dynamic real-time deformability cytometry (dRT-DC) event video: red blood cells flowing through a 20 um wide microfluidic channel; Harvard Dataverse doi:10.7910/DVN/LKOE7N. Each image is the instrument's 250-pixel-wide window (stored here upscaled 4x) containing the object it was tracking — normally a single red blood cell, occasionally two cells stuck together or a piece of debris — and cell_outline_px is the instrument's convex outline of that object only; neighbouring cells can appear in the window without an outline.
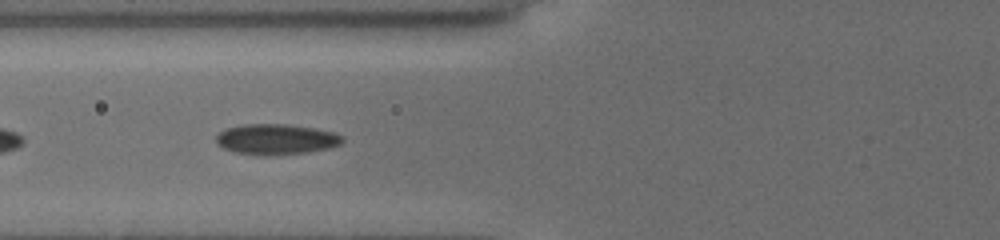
{"species": "common noctule bat (a hibernating species)", "species_latin": "Nyctalus noctula", "temperature_condition": "cold", "stored_images_in_passage": 36, "camera_frame_rate_fps": 3000, "um_per_image_px": 0.085, "animal": {"sex": "female", "body_mass_g": 19.5, "forearm_length_mm": 54.1}, "frame": {"image": 1, "passage_image": 24, "time_ms": 7.667, "image_size_px": [1000, 240], "cell_outline_px": [[344, 140], [340, 144], [328, 148], [308, 152], [276, 156], [264, 156], [232, 152], [216, 144], [216, 136], [220, 132], [228, 128], [244, 124], [288, 124], [312, 128], [332, 132], [344, 136]], "centroid_in_image_um": [23.46, 11.86], "position_along_channel_um": 102.3, "area_um2": 22.66}}
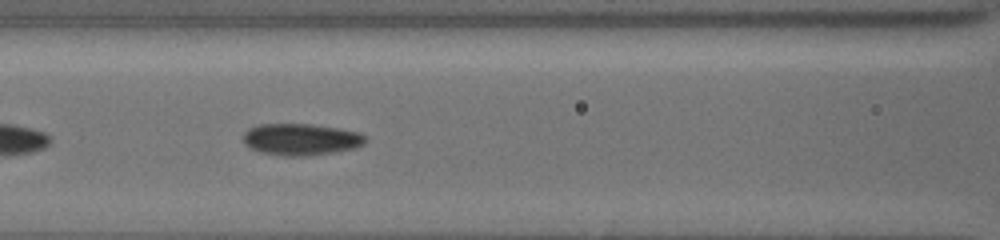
{"frame": {"image": 2, "passage_image": 27, "time_ms": 8.667, "image_size_px": [1000, 240], "cell_outline_px": [[364, 144], [356, 148], [308, 156], [284, 156], [260, 152], [244, 144], [244, 132], [248, 128], [256, 124], [308, 124], [336, 128], [360, 132], [364, 136]], "centroid_in_image_um": [25.55, 11.85], "position_along_channel_um": 141.1, "area_um2": 22.48}}
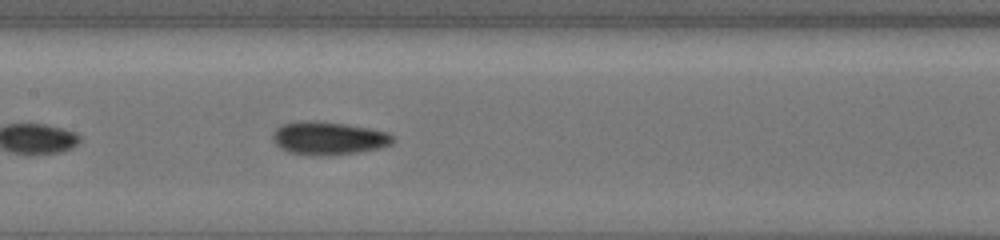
{"frame": {"image": 3, "passage_image": 30, "time_ms": 9.667, "image_size_px": [1000, 240], "cell_outline_px": [[396, 140], [392, 144], [380, 148], [360, 152], [332, 156], [312, 156], [288, 152], [280, 148], [272, 140], [272, 132], [276, 128], [284, 124], [312, 120], [316, 120], [344, 124], [368, 128], [388, 132], [396, 136]], "centroid_in_image_um": [27.95, 11.77], "position_along_channel_um": 179.4, "area_um2": 23.58}}